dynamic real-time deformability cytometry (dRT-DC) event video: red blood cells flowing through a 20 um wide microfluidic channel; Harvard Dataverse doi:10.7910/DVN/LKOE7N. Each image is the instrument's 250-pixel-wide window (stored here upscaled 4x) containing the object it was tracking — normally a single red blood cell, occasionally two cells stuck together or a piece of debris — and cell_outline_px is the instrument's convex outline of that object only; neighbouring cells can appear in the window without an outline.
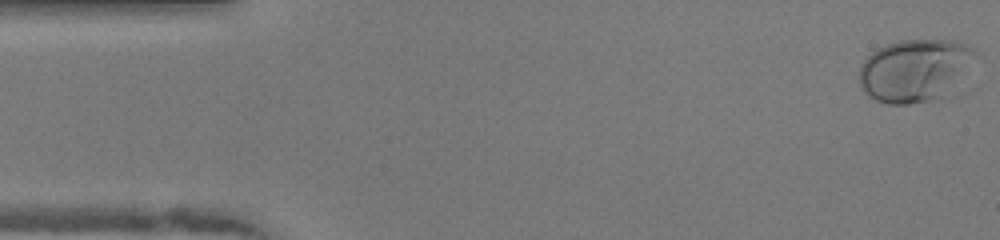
{"species": "human", "species_latin": "Homo sapiens", "temperature_condition": "warm", "stored_images_in_passage": 49, "camera_frame_rate_fps": 3000, "um_per_image_px": 0.085, "donor": {"sex": "female"}, "frame": {"image": 1, "passage_image": 1, "time_ms": 0.0, "image_size_px": [1000, 240], "cell_outline_px": [[976, 52], [928, 100], [908, 104], [888, 104], [876, 100], [868, 96], [864, 92], [860, 84], [860, 64], [872, 52], [888, 44], [900, 40], [952, 40], [976, 48]], "centroid_in_image_um": [77.49, 5.91], "position_along_channel_um": 7.5, "area_um2": 39.02}}
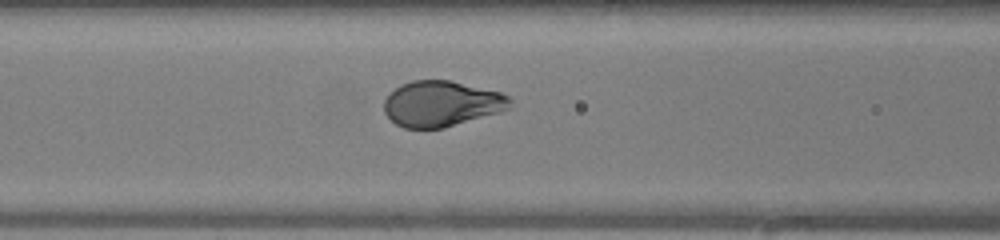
{"frame": {"image": 2, "passage_image": 19, "time_ms": 6.0, "image_size_px": [1000, 240], "cell_outline_px": [[512, 108], [500, 112], [444, 128], [404, 128], [396, 124], [384, 112], [384, 100], [388, 92], [400, 84], [412, 80], [448, 80], [500, 92], [508, 96], [512, 100]], "centroid_in_image_um": [37.52, 8.81], "position_along_channel_um": 129.1, "area_um2": 33.7}}
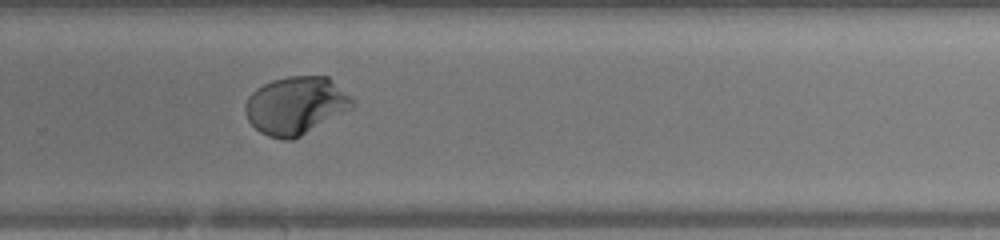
{"frame": {"image": 3, "passage_image": 32, "time_ms": 10.333, "image_size_px": [1000, 240], "cell_outline_px": [[356, 104], [352, 108], [300, 136], [292, 140], [284, 140], [268, 136], [260, 132], [248, 120], [244, 112], [244, 104], [248, 96], [256, 88], [272, 80], [288, 76], [328, 76], [352, 96], [356, 100]], "centroid_in_image_um": [25.15, 8.95], "position_along_channel_um": 304.7, "area_um2": 36.3}, "authors_computed_cell_mechanics": {"area_um2": 35.6048, "velocity_mm_per_s": 4.0648, "shape_relaxation_time_tau1_ms": 2.744, "shape_relaxation_time_tau2_ms": null, "deformation_change_tau1": 0.1692, "deformation_change_tau2": null}}